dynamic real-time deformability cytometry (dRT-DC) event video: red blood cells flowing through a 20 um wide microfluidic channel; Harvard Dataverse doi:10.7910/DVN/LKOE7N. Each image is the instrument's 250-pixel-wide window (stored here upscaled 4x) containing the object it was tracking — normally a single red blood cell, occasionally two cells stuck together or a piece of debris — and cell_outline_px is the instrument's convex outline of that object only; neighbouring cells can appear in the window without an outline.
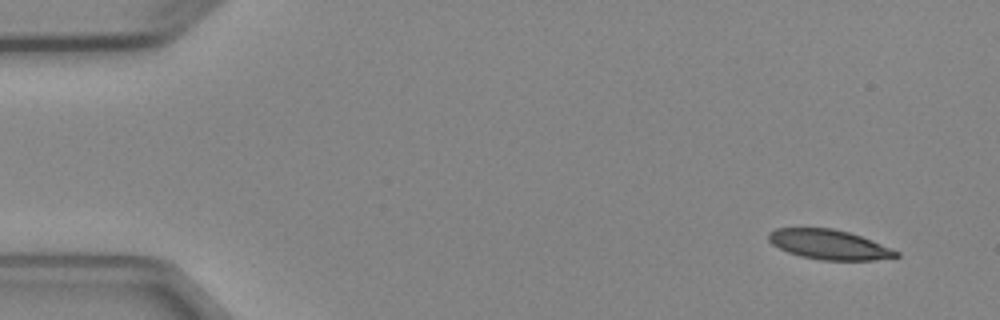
{"species": "Egyptian fruit bat (a non-hibernating species)", "species_latin": "Rousettus aegyptiacus", "temperature_condition": "cold", "stored_images_in_passage": 4, "camera_frame_rate_fps": 3000, "um_per_image_px": 0.085, "animal": {"sex": "female"}, "frame": {"image": 1, "passage_image": 1, "time_ms": 0.0, "image_size_px": [1000, 320], "cell_outline_px": [[900, 256], [872, 260], [824, 260], [800, 256], [788, 252], [772, 244], [768, 240], [768, 232], [776, 228], [832, 228], [848, 232], [872, 240], [900, 252]], "centroid_in_image_um": [70.46, 20.78], "position_along_channel_um": 14.5, "area_um2": 21.96}}
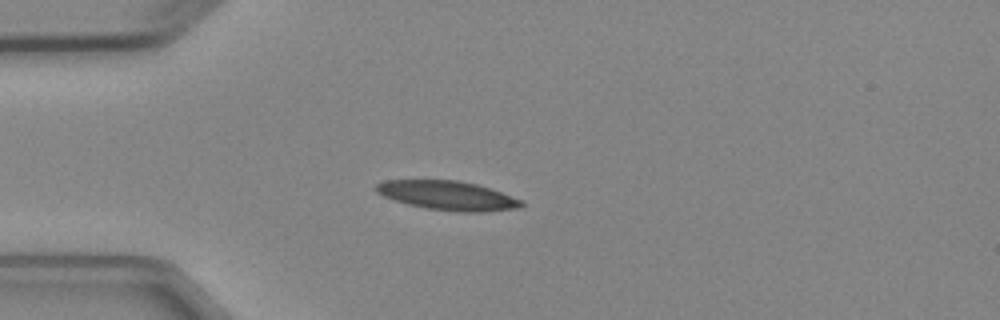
{"frame": {"image": 2, "passage_image": 4, "time_ms": 3.333, "image_size_px": [1000, 320], "cell_outline_px": [[524, 204], [520, 208], [484, 212], [460, 212], [428, 208], [408, 204], [384, 196], [376, 192], [372, 188], [376, 184], [384, 180], [456, 180], [476, 184], [524, 200]], "centroid_in_image_um": [38.05, 16.62], "position_along_channel_um": 46.9, "area_um2": 24.62}}